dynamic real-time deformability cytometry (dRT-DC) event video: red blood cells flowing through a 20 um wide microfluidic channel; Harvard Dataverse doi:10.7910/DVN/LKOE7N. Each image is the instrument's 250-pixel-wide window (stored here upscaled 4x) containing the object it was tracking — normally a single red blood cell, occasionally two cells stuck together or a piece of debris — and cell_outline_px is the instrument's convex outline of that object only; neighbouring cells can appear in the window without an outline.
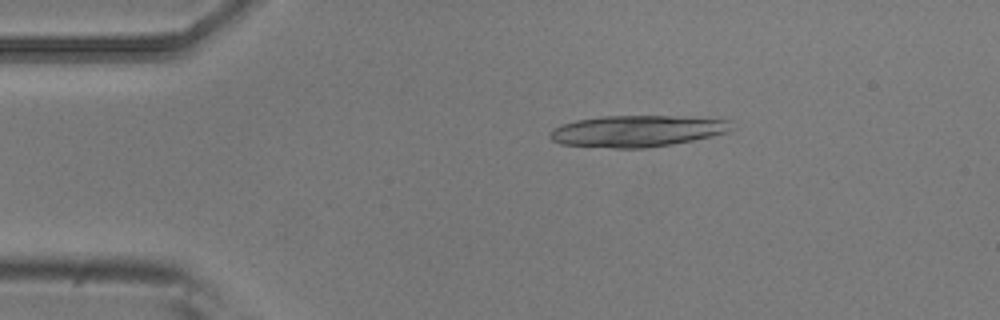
{"species": "common noctule bat (a hibernating species)", "species_latin": "Nyctalus noctula", "temperature_condition": "room temperature", "stored_images_in_passage": 4, "camera_frame_rate_fps": 3000, "um_per_image_px": 0.085, "animal": {"sex": "male", "body_mass_g": 20.5, "forearm_length_mm": 52.5}, "frame": {"image": 1, "passage_image": 3, "time_ms": 0.667, "image_size_px": [1000, 320], "cell_outline_px": [[736, 128], [728, 132], [712, 136], [672, 144], [644, 148], [616, 148], [560, 144], [552, 140], [548, 136], [548, 132], [552, 128], [560, 124], [576, 120], [604, 116], [676, 116], [732, 120]], "centroid_in_image_um": [54.16, 11.13], "position_along_channel_um": 30.8, "area_um2": 33.52}}